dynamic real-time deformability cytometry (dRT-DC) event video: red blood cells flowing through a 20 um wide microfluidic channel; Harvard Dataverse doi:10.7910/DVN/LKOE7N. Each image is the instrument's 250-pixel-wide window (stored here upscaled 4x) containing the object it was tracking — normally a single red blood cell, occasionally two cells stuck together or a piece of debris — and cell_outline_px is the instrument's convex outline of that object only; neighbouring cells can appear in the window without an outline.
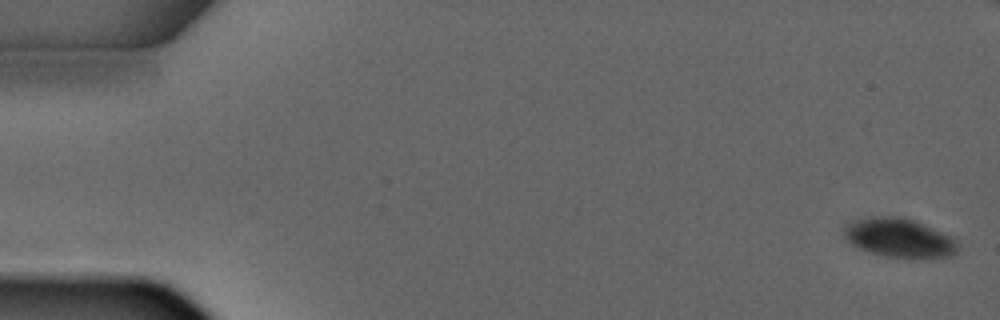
{"species": "common noctule bat (a hibernating species)", "species_latin": "Nyctalus noctula", "temperature_condition": "warm", "stored_images_in_passage": 5, "camera_frame_rate_fps": 3000, "um_per_image_px": 0.085, "animal": {"sex": "male", "forearm_length_mm": 52.5}, "frame": {"image": 1, "passage_image": 1, "time_ms": 0.0, "image_size_px": [1000, 320], "cell_outline_px": [[956, 252], [952, 256], [884, 256], [868, 252], [852, 244], [844, 236], [844, 224], [852, 220], [872, 216], [904, 216], [940, 232], [956, 240]], "centroid_in_image_um": [76.33, 20.17], "position_along_channel_um": 8.7, "area_um2": 25.2}}